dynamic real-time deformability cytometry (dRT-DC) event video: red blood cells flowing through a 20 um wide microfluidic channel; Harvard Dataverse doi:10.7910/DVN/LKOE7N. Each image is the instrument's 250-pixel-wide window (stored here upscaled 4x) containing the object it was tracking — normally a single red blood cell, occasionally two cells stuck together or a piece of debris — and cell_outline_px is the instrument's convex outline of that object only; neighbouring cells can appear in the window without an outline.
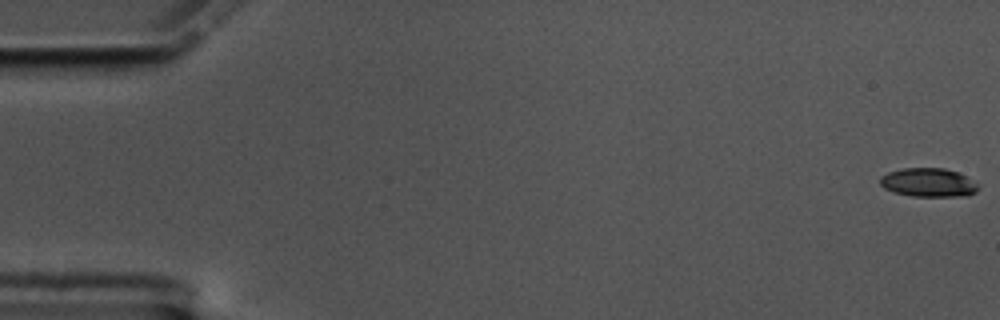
{"species": "common noctule bat (a hibernating species)", "species_latin": "Nyctalus noctula", "temperature_condition": "cold", "stored_images_in_passage": 18, "camera_frame_rate_fps": 3000, "um_per_image_px": 0.085, "animal": {"sex": "male", "body_mass_g": 17.5, "forearm_length_mm": 52.3}, "frame": {"image": 1, "passage_image": 1, "time_ms": 0.0, "image_size_px": [1000, 320], "cell_outline_px": [[980, 188], [976, 192], [968, 196], [912, 196], [896, 192], [884, 188], [880, 184], [880, 176], [888, 172], [904, 168], [944, 168], [956, 172], [980, 184]], "centroid_in_image_um": [78.94, 15.52], "position_along_channel_um": 6.1, "area_um2": 16.42}}
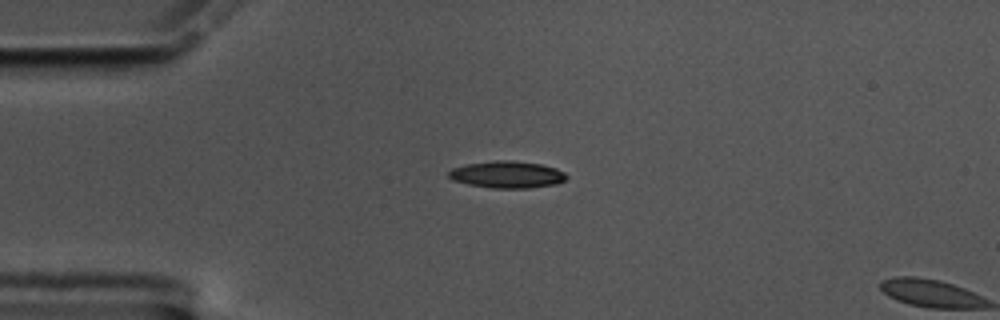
{"frame": {"image": 2, "passage_image": 15, "time_ms": 4.667, "image_size_px": [1000, 320], "cell_outline_px": [[568, 176], [564, 180], [556, 184], [528, 188], [492, 188], [468, 184], [452, 180], [448, 176], [448, 172], [452, 168], [464, 164], [496, 160], [512, 160], [540, 164], [556, 168], [564, 172]], "centroid_in_image_um": [43.08, 14.83], "position_along_channel_um": 41.9, "area_um2": 18.55}}